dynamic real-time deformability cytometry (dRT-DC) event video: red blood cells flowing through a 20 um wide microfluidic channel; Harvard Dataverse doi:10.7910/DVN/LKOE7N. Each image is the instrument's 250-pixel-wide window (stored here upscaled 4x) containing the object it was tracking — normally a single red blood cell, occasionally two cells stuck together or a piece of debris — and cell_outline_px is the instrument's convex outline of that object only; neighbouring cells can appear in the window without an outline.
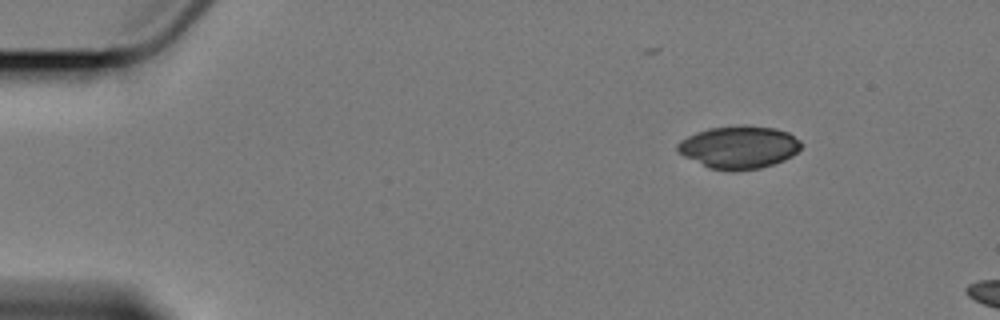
{"species": "Egyptian fruit bat (a non-hibernating species)", "species_latin": "Rousettus aegyptiacus", "temperature_condition": "cold", "stored_images_in_passage": 3, "camera_frame_rate_fps": 3000, "um_per_image_px": 0.085, "animal": {"sex": "female"}, "frame": {"image": 1, "passage_image": 1, "time_ms": 0.0, "image_size_px": [1000, 320], "cell_outline_px": [[800, 148], [792, 156], [784, 160], [760, 168], [736, 172], [732, 172], [708, 168], [684, 156], [676, 148], [676, 144], [680, 140], [696, 132], [708, 128], [776, 128], [788, 132], [800, 140]], "centroid_in_image_um": [62.79, 12.57], "position_along_channel_um": 22.2, "area_um2": 30.11}}